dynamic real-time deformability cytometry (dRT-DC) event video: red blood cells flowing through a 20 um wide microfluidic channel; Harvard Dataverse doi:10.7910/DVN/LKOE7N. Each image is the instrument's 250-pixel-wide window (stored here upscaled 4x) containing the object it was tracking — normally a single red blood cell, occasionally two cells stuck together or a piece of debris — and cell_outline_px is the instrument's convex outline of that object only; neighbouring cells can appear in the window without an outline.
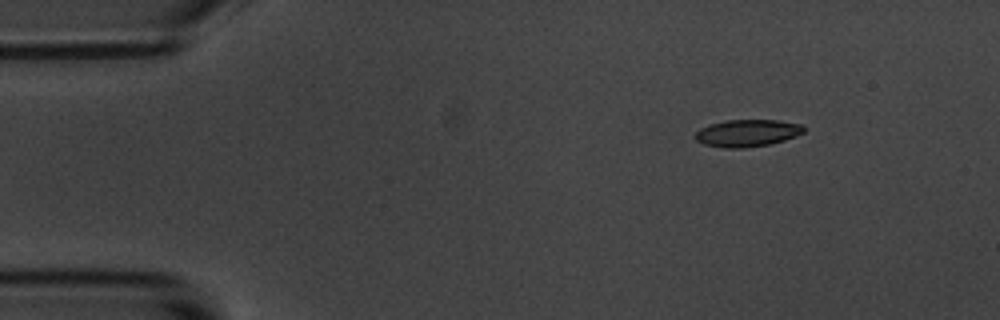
{"species": "common noctule bat (a hibernating species)", "species_latin": "Nyctalus noctula", "temperature_condition": "room temperature", "stored_images_in_passage": 13, "camera_frame_rate_fps": 3000, "um_per_image_px": 0.085, "animal": {"sex": "male", "body_mass_g": 20.1, "forearm_length_mm": 53.5}, "frame": {"image": 1, "passage_image": 3, "time_ms": 2.333, "image_size_px": [1000, 320], "cell_outline_px": [[804, 132], [796, 136], [784, 140], [768, 144], [744, 148], [724, 148], [704, 144], [696, 140], [696, 132], [700, 128], [708, 124], [728, 120], [780, 120], [804, 124]], "centroid_in_image_um": [63.54, 11.3], "position_along_channel_um": 21.5, "area_um2": 17.22}}
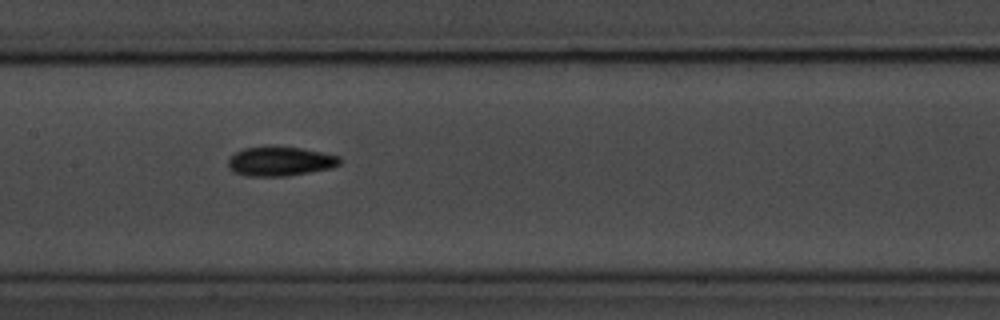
{"frame": {"image": 2, "passage_image": 8, "time_ms": 9.0, "image_size_px": [1000, 320], "cell_outline_px": [[344, 160], [340, 164], [332, 168], [288, 176], [244, 176], [232, 172], [228, 168], [228, 160], [236, 152], [244, 148], [300, 148], [324, 152], [340, 156]], "centroid_in_image_um": [23.85, 13.74], "position_along_channel_um": 183.5, "area_um2": 18.96}, "authors_computed_cell_mechanics": {"area_um2": 17.6868, "velocity_mm_per_s": 3.5395, "shape_relaxation_time_tau1_ms": 4.2734, "shape_relaxation_time_tau2_ms": 3.7303, "deformation_change_tau1": 0.1188, "deformation_change_tau2": 0.1037}}